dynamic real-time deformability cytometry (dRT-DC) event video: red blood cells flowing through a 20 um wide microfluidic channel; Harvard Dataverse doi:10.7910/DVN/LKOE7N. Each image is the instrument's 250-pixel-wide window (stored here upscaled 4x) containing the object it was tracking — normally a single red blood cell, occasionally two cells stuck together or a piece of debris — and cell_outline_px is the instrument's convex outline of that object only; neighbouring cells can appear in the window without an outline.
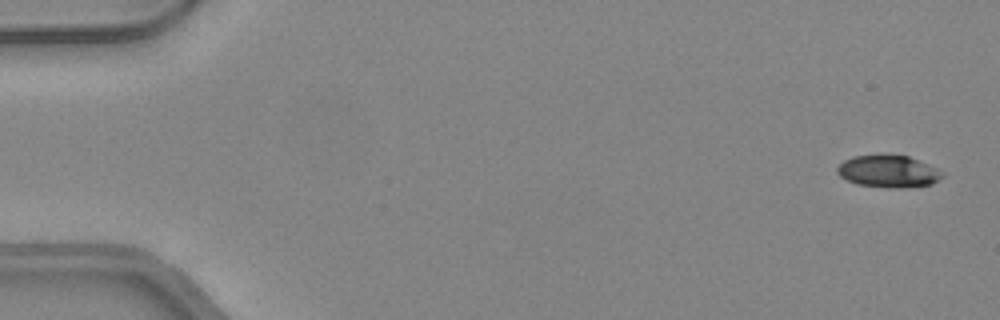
{"species": "common noctule bat (a hibernating species)", "species_latin": "Nyctalus noctula", "temperature_condition": "warm", "stored_images_in_passage": 49, "camera_frame_rate_fps": 3000, "um_per_image_px": 0.085, "animal": {"sex": "female", "body_mass_g": 24.6, "forearm_length_mm": 56.2}, "frame": {"image": 1, "passage_image": 2, "time_ms": 0.333, "image_size_px": [1000, 320], "cell_outline_px": [[944, 176], [940, 180], [932, 184], [900, 188], [888, 188], [856, 184], [840, 176], [836, 172], [836, 168], [844, 160], [852, 156], [908, 156], [936, 168], [944, 172]], "centroid_in_image_um": [75.52, 14.59], "position_along_channel_um": 9.5, "area_um2": 19.48}}
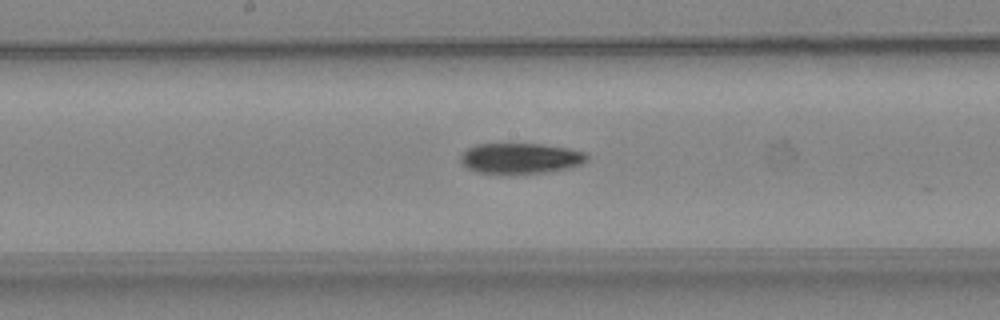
{"frame": {"image": 2, "passage_image": 26, "time_ms": 8.333, "image_size_px": [1000, 320], "cell_outline_px": [[588, 160], [584, 164], [572, 168], [548, 172], [504, 176], [476, 172], [468, 168], [460, 160], [460, 156], [468, 148], [476, 144], [540, 144], [568, 148], [588, 152]], "centroid_in_image_um": [44.29, 13.5], "position_along_channel_um": 203.9, "area_um2": 23.35}}
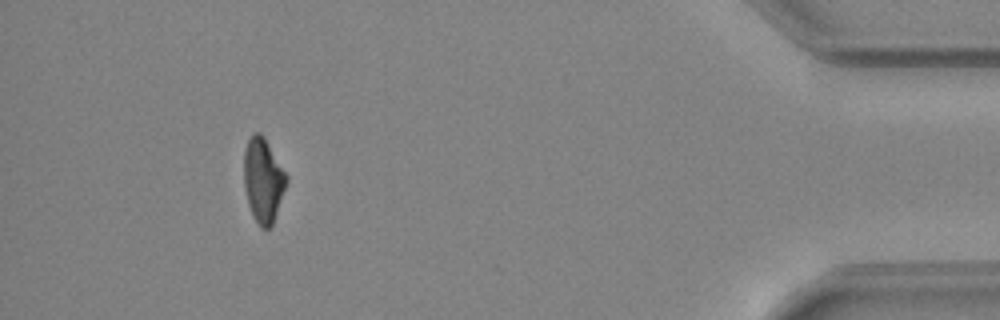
{"frame": {"image": 3, "passage_image": 45, "time_ms": 14.667, "image_size_px": [1000, 320], "cell_outline_px": [[288, 180], [272, 224], [268, 228], [260, 228], [252, 216], [248, 204], [244, 188], [244, 148], [248, 140], [256, 132], [260, 132], [264, 136], [288, 176]], "centroid_in_image_um": [22.35, 15.31], "position_along_channel_um": 412.8, "area_um2": 20.87}, "authors_computed_cell_mechanics": {"area_um2": 21.964, "velocity_mm_per_s": 4.2818, "shape_relaxation_time_tau1_ms": 3.597, "shape_relaxation_time_tau2_ms": null, "deformation_change_tau1": 0.1655, "deformation_change_tau2": null}}